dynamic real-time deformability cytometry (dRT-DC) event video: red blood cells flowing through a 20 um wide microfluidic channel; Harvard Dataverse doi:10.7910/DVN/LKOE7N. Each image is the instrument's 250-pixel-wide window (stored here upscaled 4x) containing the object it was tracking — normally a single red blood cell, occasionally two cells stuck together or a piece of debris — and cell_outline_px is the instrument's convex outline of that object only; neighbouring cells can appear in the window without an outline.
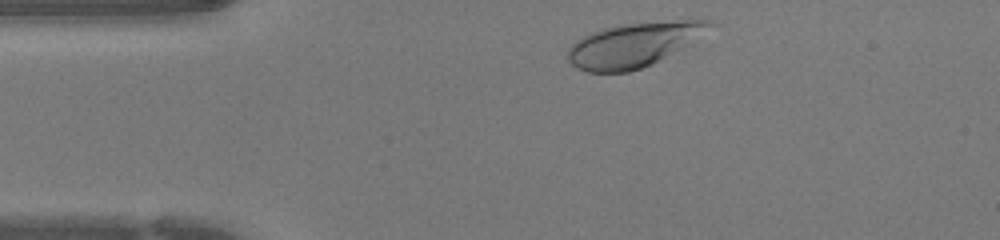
{"species": "human", "species_latin": "Homo sapiens", "temperature_condition": "warm", "stored_images_in_passage": 31, "camera_frame_rate_fps": 3000, "um_per_image_px": 0.085, "donor": {"sex": "female"}, "frame": {"image": 1, "passage_image": 2, "time_ms": 0.333, "image_size_px": [1000, 240], "cell_outline_px": [[716, 24], [688, 44], [652, 64], [628, 72], [588, 72], [572, 64], [568, 60], [568, 48], [576, 40], [588, 32], [620, 24], [684, 20], [712, 20]], "centroid_in_image_um": [53.83, 3.79], "position_along_channel_um": 31.2, "area_um2": 36.18}}
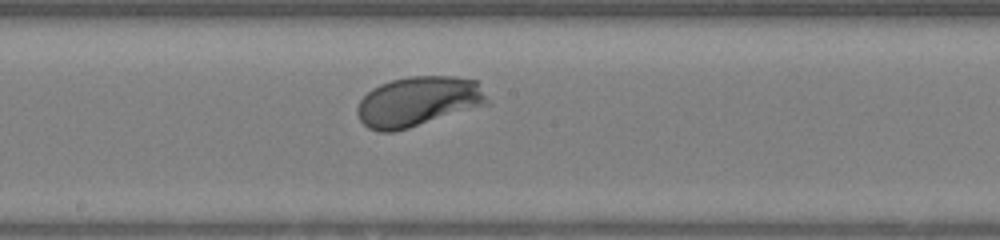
{"frame": {"image": 2, "passage_image": 17, "time_ms": 5.333, "image_size_px": [1000, 240], "cell_outline_px": [[488, 104], [408, 128], [392, 132], [380, 132], [368, 128], [360, 120], [356, 112], [356, 108], [360, 100], [372, 88], [380, 84], [392, 80], [412, 76], [452, 76], [476, 80], [488, 100]], "centroid_in_image_um": [35.51, 8.63], "position_along_channel_um": 212.7, "area_um2": 37.51}}
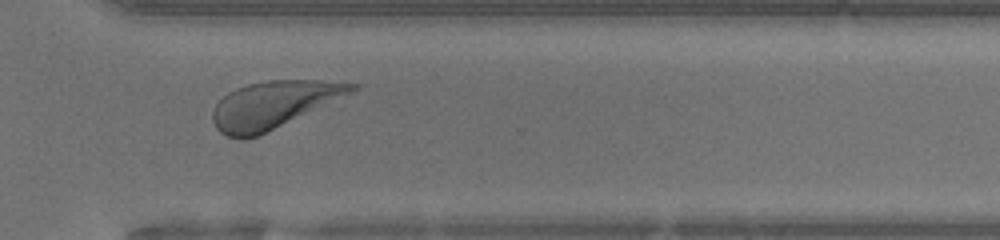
{"frame": {"image": 3, "passage_image": 26, "time_ms": 8.333, "image_size_px": [1000, 240], "cell_outline_px": [[360, 88], [352, 92], [256, 136], [244, 140], [240, 140], [228, 136], [220, 132], [216, 128], [212, 120], [212, 112], [216, 104], [228, 92], [236, 88], [248, 84], [268, 80], [320, 80], [360, 84]], "centroid_in_image_um": [23.19, 8.89], "position_along_channel_um": 347.4, "area_um2": 37.45}}